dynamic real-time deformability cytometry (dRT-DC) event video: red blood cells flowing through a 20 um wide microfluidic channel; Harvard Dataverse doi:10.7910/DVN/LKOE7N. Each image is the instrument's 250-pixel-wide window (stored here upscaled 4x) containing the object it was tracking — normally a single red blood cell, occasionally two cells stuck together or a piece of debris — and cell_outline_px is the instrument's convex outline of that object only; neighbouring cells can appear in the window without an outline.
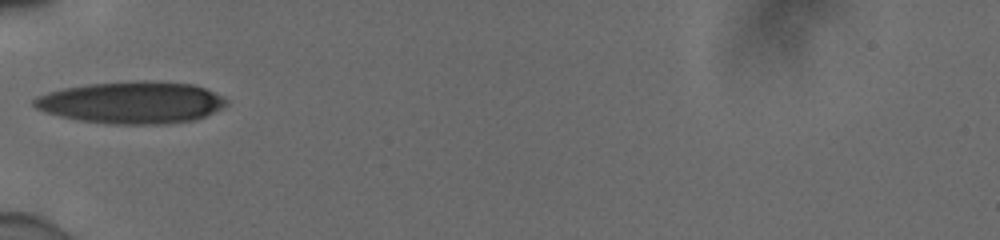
{"species": "human", "species_latin": "Homo sapiens", "temperature_condition": "cold", "stored_images_in_passage": 34, "camera_frame_rate_fps": 3000, "um_per_image_px": 0.085, "donor": {"sex": "male"}, "frame": {"image": 1, "passage_image": 1, "time_ms": 0.0, "image_size_px": [1000, 240], "cell_outline_px": [[228, 104], [224, 108], [196, 120], [164, 124], [108, 124], [76, 120], [44, 112], [36, 108], [32, 104], [32, 100], [36, 96], [48, 92], [64, 88], [92, 84], [192, 84], [204, 88], [228, 100]], "centroid_in_image_um": [11.16, 8.78], "position_along_channel_um": 73.8, "area_um2": 45.72}}
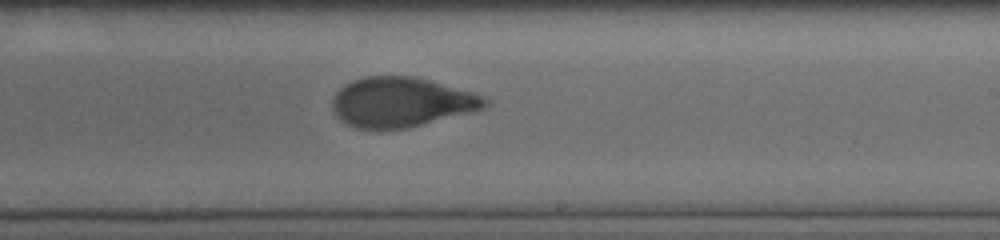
{"frame": {"image": 2, "passage_image": 15, "time_ms": 4.667, "image_size_px": [1000, 240], "cell_outline_px": [[488, 104], [480, 108], [408, 128], [380, 132], [376, 132], [356, 128], [340, 120], [336, 116], [332, 108], [332, 100], [336, 92], [344, 84], [352, 80], [364, 76], [416, 76], [472, 92], [488, 100]], "centroid_in_image_um": [33.99, 8.7], "position_along_channel_um": 255.0, "area_um2": 44.39}}
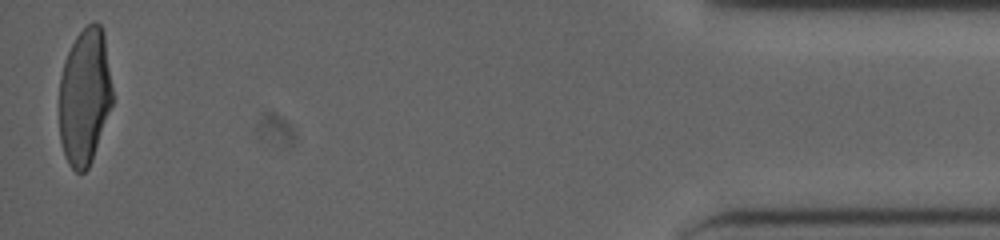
{"frame": {"image": 3, "passage_image": 34, "time_ms": 11.0, "image_size_px": [1000, 240], "cell_outline_px": [[112, 104], [92, 160], [88, 168], [84, 172], [76, 172], [68, 164], [60, 140], [60, 76], [64, 60], [76, 36], [92, 20], [96, 20], [100, 24], [104, 32], [112, 88]], "centroid_in_image_um": [7.2, 8.18], "position_along_channel_um": 428.0, "area_um2": 42.31}, "authors_computed_cell_mechanics": {"area_um2": 44.1592, "velocity_mm_per_s": 3.9015, "shape_relaxation_time_tau1_ms": 4.783, "shape_relaxation_time_tau2_ms": 0.9535, "deformation_change_tau1": 0.2019, "deformation_change_tau2": 0.0658}}